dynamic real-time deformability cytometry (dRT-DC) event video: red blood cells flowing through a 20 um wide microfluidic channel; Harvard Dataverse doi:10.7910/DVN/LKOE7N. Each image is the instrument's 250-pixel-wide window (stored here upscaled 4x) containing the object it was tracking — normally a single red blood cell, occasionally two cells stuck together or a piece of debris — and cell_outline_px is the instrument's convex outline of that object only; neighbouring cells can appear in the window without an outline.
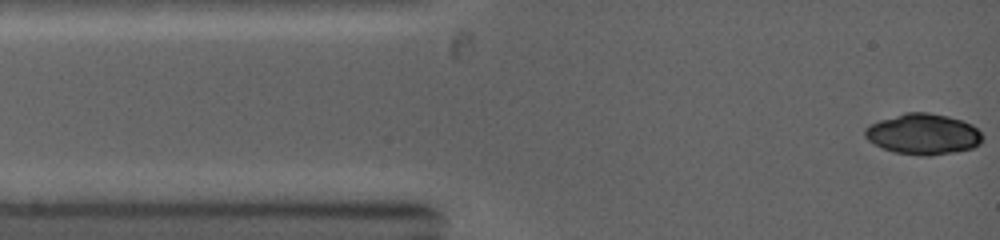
{"species": "common noctule bat (a hibernating species)", "species_latin": "Nyctalus noctula", "temperature_condition": "warm", "stored_images_in_passage": 18, "camera_frame_rate_fps": 5000, "um_per_image_px": 0.085, "animal": {"sex": "female", "body_mass_g": 19.0, "forearm_length_mm": 53.3}, "frame": {"image": 1, "passage_image": 1, "time_ms": 0.0, "image_size_px": [1000, 240], "cell_outline_px": [[980, 144], [972, 148], [956, 152], [932, 156], [920, 156], [892, 152], [868, 140], [864, 136], [864, 128], [880, 120], [904, 112], [928, 112], [948, 116], [964, 120], [972, 124], [980, 132]], "centroid_in_image_um": [78.47, 11.4], "position_along_channel_um": 6.5, "area_um2": 28.03}}
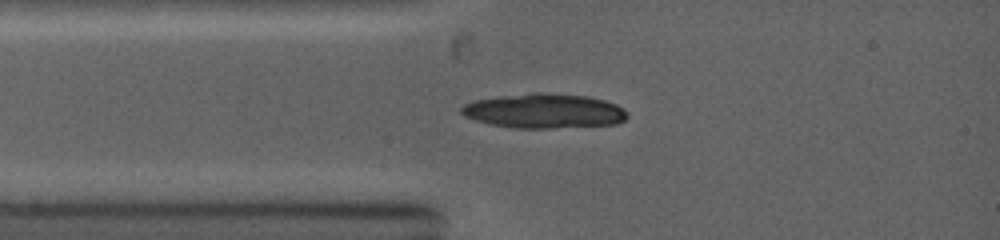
{"frame": {"image": 2, "passage_image": 17, "time_ms": 2.0, "image_size_px": [1000, 240], "cell_outline_px": [[628, 116], [624, 120], [616, 124], [552, 128], [512, 128], [492, 124], [476, 120], [464, 116], [460, 112], [460, 108], [464, 104], [472, 100], [500, 96], [532, 92], [540, 92], [588, 96], [604, 100], [616, 104], [624, 108], [628, 112]], "centroid_in_image_um": [46.25, 9.42], "position_along_channel_um": 38.8, "area_um2": 33.64}}